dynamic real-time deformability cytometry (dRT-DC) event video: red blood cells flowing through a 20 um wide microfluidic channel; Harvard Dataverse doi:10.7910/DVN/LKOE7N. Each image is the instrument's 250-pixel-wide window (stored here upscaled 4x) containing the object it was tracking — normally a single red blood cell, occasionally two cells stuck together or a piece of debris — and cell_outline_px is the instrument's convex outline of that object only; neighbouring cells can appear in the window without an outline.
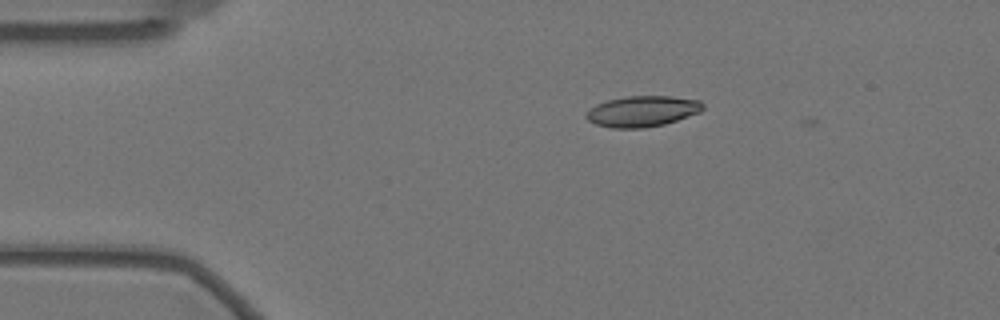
{"species": "Egyptian fruit bat (a non-hibernating species)", "species_latin": "Rousettus aegyptiacus", "temperature_condition": "warm", "stored_images_in_passage": 5, "camera_frame_rate_fps": 3000, "um_per_image_px": 0.085, "animal": {"sex": "female"}, "frame": {"image": 1, "passage_image": 3, "time_ms": 0.667, "image_size_px": [1000, 320], "cell_outline_px": [[704, 108], [700, 112], [664, 124], [644, 128], [612, 128], [596, 124], [588, 120], [584, 116], [588, 108], [596, 104], [608, 100], [628, 96], [672, 96], [700, 100], [704, 104]], "centroid_in_image_um": [54.58, 9.45], "position_along_channel_um": 30.4, "area_um2": 21.04}}